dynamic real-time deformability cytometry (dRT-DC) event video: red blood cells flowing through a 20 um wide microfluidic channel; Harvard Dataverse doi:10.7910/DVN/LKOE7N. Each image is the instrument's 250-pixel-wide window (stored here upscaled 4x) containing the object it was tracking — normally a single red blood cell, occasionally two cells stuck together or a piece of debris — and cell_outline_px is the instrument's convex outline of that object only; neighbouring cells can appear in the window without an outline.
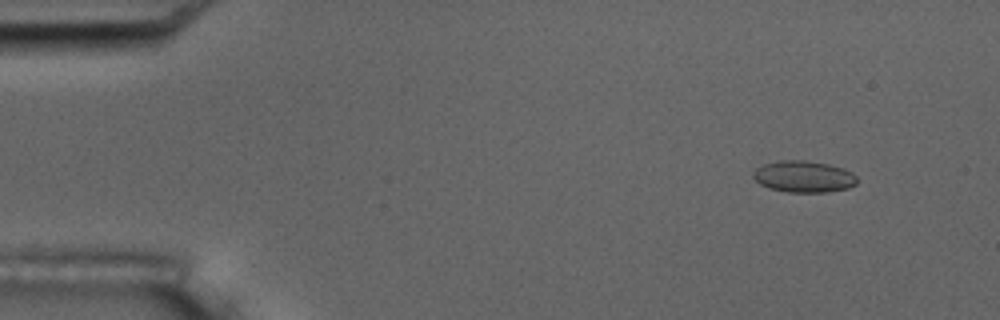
{"species": "common noctule bat (a hibernating species)", "species_latin": "Nyctalus noctula", "temperature_condition": "room temperature", "stored_images_in_passage": 5, "camera_frame_rate_fps": 3000, "um_per_image_px": 0.085, "animal": {"sex": "male", "body_mass_g": 17.5, "forearm_length_mm": 52.3}, "frame": {"image": 1, "passage_image": 2, "time_ms": 1.333, "image_size_px": [1000, 320], "cell_outline_px": [[856, 184], [848, 188], [828, 192], [788, 192], [768, 188], [760, 184], [752, 176], [752, 172], [756, 168], [764, 164], [780, 160], [804, 160], [828, 164], [844, 168], [852, 172], [856, 176]], "centroid_in_image_um": [68.31, 15.01], "position_along_channel_um": 16.7, "area_um2": 19.19}}